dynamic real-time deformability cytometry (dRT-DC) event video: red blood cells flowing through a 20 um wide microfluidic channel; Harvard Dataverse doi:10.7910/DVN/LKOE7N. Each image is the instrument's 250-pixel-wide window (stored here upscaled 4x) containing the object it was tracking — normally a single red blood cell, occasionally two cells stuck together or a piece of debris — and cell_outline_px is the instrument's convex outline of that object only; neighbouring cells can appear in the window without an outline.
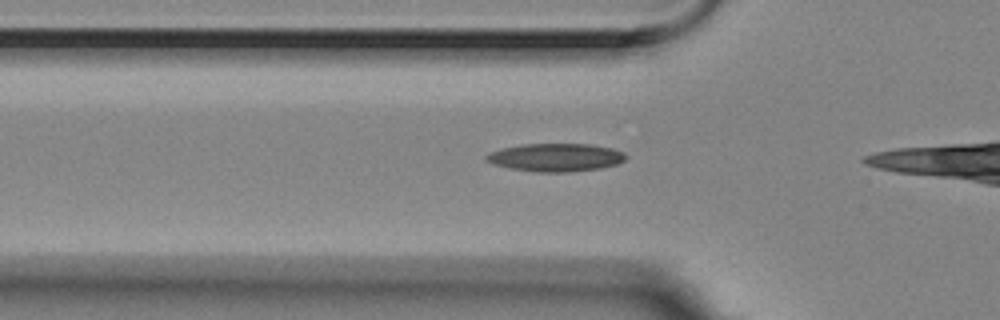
{"species": "Egyptian fruit bat (a non-hibernating species)", "species_latin": "Rousettus aegyptiacus", "temperature_condition": "room temperature", "stored_images_in_passage": 20, "camera_frame_rate_fps": 3000, "um_per_image_px": 0.085, "animal": {"sex": "female"}, "frame": {"image": 1, "passage_image": 11, "time_ms": 3.333, "image_size_px": [1000, 320], "cell_outline_px": [[628, 156], [624, 160], [616, 164], [600, 168], [568, 172], [536, 172], [512, 168], [492, 164], [484, 160], [484, 156], [488, 152], [500, 148], [520, 144], [592, 144], [612, 148], [624, 152]], "centroid_in_image_um": [47.19, 13.37], "position_along_channel_um": 78.6, "area_um2": 23.0}}
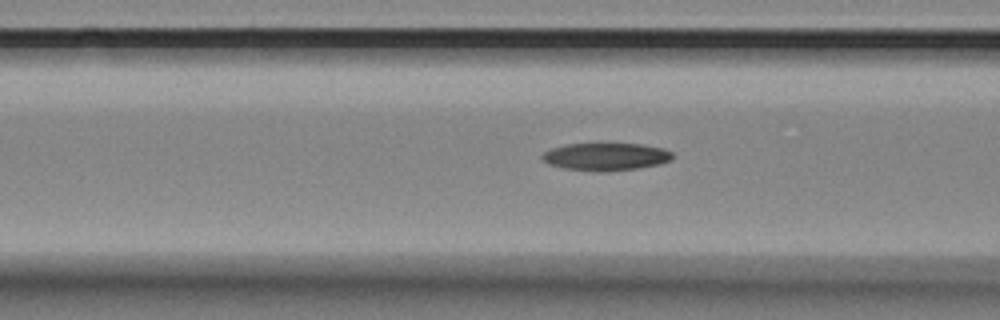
{"frame": {"image": 2, "passage_image": 14, "time_ms": 4.333, "image_size_px": [1000, 320], "cell_outline_px": [[672, 160], [660, 164], [640, 168], [600, 172], [596, 172], [564, 168], [548, 164], [540, 156], [544, 152], [552, 148], [564, 144], [596, 140], [644, 144], [664, 148], [672, 152]], "centroid_in_image_um": [51.49, 13.26], "position_along_channel_um": 115.1, "area_um2": 22.25}}
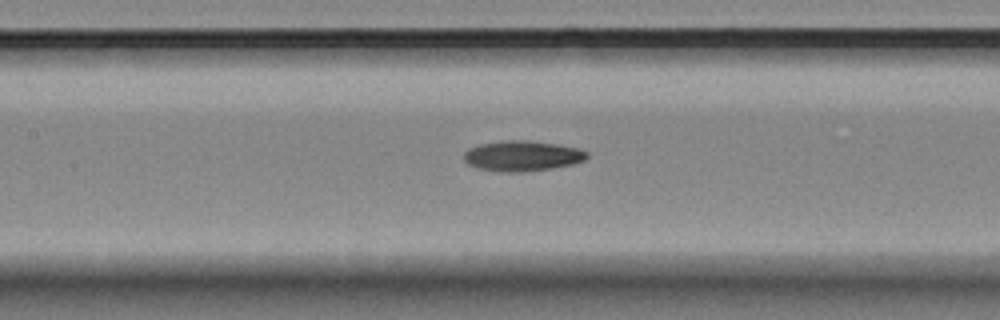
{"frame": {"image": 3, "passage_image": 18, "time_ms": 5.667, "image_size_px": [1000, 320], "cell_outline_px": [[588, 156], [584, 160], [572, 164], [552, 168], [524, 172], [500, 172], [480, 168], [468, 164], [464, 160], [464, 152], [480, 144], [500, 140], [528, 140], [556, 144], [576, 148], [588, 152]], "centroid_in_image_um": [44.38, 13.25], "position_along_channel_um": 163.0, "area_um2": 21.68}}